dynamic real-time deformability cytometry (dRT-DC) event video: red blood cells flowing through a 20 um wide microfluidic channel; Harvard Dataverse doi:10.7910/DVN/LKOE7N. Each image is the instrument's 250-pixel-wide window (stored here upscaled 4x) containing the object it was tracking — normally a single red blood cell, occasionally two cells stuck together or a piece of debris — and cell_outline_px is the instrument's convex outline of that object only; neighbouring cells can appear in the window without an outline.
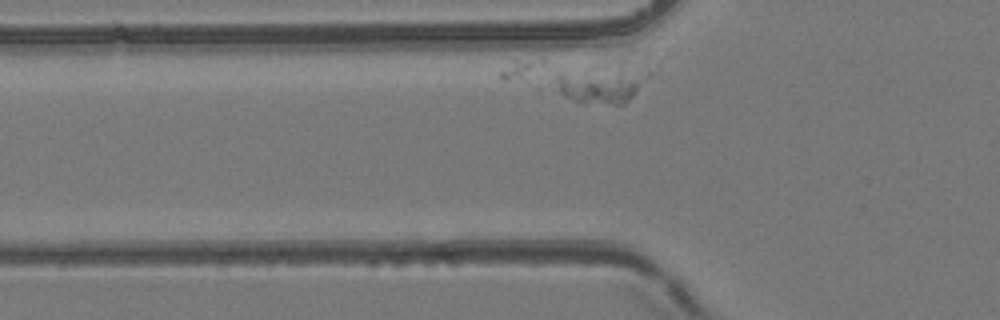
{"species": "common noctule bat (a hibernating species)", "species_latin": "Nyctalus noctula", "temperature_condition": "room temperature", "stored_images_in_passage": 10, "camera_frame_rate_fps": 3000, "um_per_image_px": 0.085, "animal": {"sex": "female", "body_mass_g": 24.6, "forearm_length_mm": 56.2}, "frame": {"image": 1, "passage_image": 6, "time_ms": 1.667, "image_size_px": [1000, 320], "cell_outline_px": [[656, 72], [624, 104], [580, 104], [540, 92], [536, 88], [552, 68], [656, 68]], "centroid_in_image_um": [50.58, 7.16], "position_along_channel_um": 75.2, "area_um2": 24.22}}
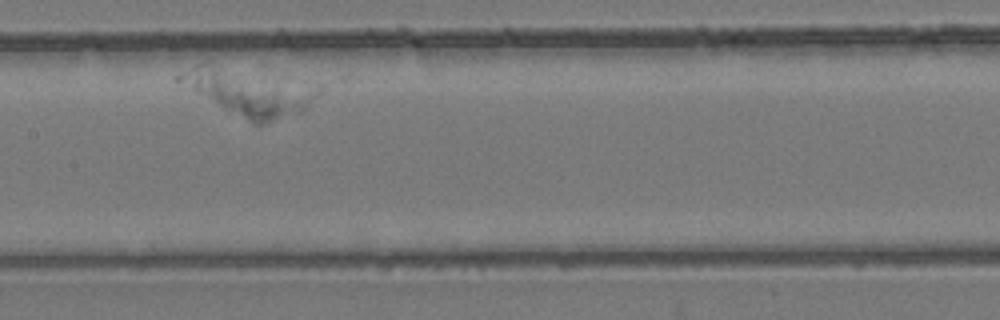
{"frame": {"image": 2, "passage_image": 9, "time_ms": 2.667, "image_size_px": [1000, 320], "cell_outline_px": [[304, 112], [264, 124], [256, 124], [224, 108], [176, 80], [176, 76], [212, 72], [276, 88], [300, 104], [304, 108]], "centroid_in_image_um": [20.69, 8.24], "position_along_channel_um": 186.7, "area_um2": 24.74}}
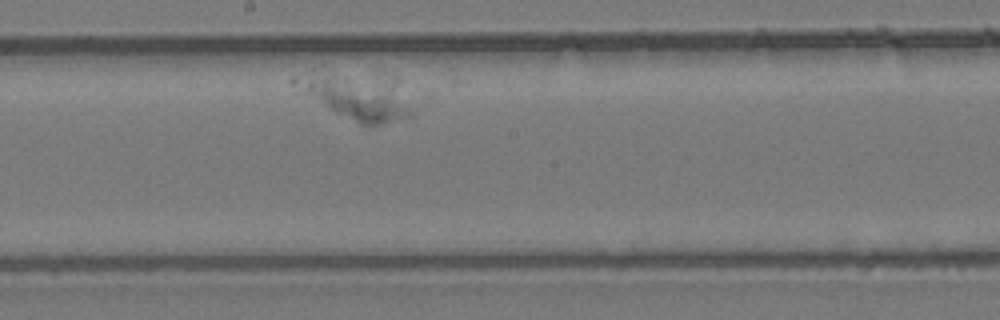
{"frame": {"image": 3, "passage_image": 10, "time_ms": 3.0, "image_size_px": [1000, 320], "cell_outline_px": [[412, 116], [372, 128], [368, 128], [336, 112], [304, 92], [292, 84], [288, 80], [292, 76], [312, 68], [396, 76], [400, 80], [412, 108]], "centroid_in_image_um": [30.35, 8.07], "position_along_channel_um": 217.9, "area_um2": 33.52}}